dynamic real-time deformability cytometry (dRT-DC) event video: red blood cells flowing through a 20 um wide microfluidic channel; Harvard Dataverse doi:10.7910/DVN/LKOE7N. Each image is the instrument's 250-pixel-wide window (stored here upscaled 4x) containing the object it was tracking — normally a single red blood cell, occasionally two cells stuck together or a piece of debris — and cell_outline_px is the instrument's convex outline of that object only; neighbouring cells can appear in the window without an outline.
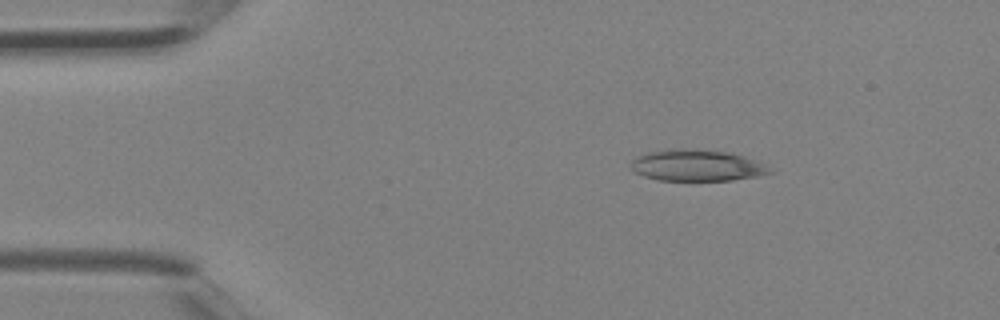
{"species": "Egyptian fruit bat (a non-hibernating species)", "species_latin": "Rousettus aegyptiacus", "temperature_condition": "room temperature", "stored_images_in_passage": 5, "camera_frame_rate_fps": 3000, "um_per_image_px": 0.085, "animal": {"sex": "female"}, "frame": {"image": 1, "passage_image": 5, "time_ms": 1.333, "image_size_px": [1000, 320], "cell_outline_px": [[776, 172], [756, 176], [732, 180], [656, 180], [644, 176], [636, 172], [628, 164], [636, 156], [644, 152], [668, 148], [704, 148], [732, 152], [756, 160], [764, 164]], "centroid_in_image_um": [59.21, 14.02], "position_along_channel_um": 25.8, "area_um2": 26.07}}